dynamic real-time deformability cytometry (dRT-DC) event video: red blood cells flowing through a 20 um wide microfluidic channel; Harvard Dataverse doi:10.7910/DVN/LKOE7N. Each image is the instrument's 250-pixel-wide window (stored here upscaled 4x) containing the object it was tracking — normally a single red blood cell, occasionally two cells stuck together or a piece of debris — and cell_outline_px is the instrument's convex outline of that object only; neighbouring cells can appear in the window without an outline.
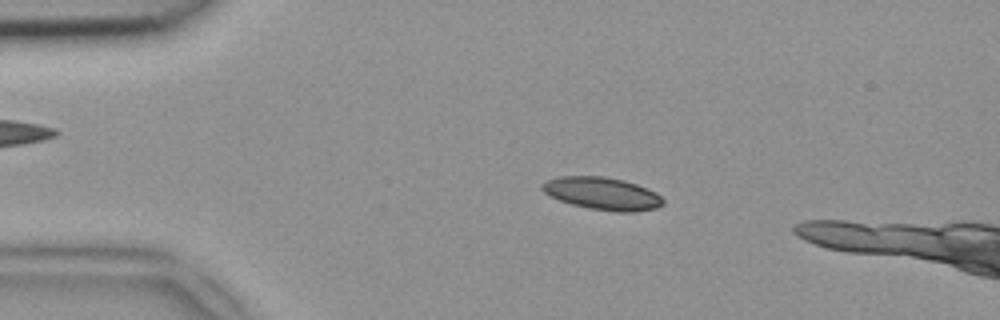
{"species": "common noctule bat (a hibernating species)", "species_latin": "Nyctalus noctula", "temperature_condition": "room temperature", "stored_images_in_passage": 45, "camera_frame_rate_fps": 3000, "um_per_image_px": 0.085, "animal": {"sex": "female", "body_mass_g": 18.4}, "frame": {"image": 1, "passage_image": 10, "time_ms": 3.0, "image_size_px": [1000, 320], "cell_outline_px": [[664, 204], [656, 208], [636, 212], [616, 212], [588, 208], [572, 204], [560, 200], [544, 192], [540, 188], [540, 184], [544, 180], [560, 176], [604, 176], [624, 180], [636, 184], [656, 192], [664, 200]], "centroid_in_image_um": [51.19, 16.44], "position_along_channel_um": 33.8, "area_um2": 23.06}}
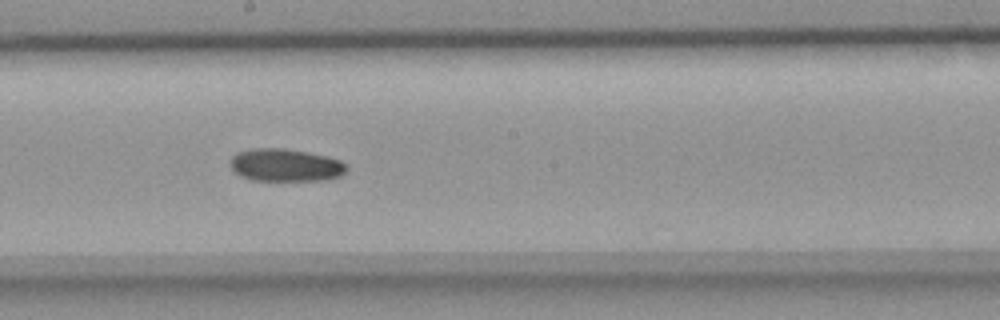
{"frame": {"image": 2, "passage_image": 27, "time_ms": 8.667, "image_size_px": [1000, 320], "cell_outline_px": [[348, 168], [340, 176], [324, 180], [252, 180], [240, 176], [228, 164], [228, 160], [236, 152], [252, 148], [284, 148], [308, 152], [328, 156], [340, 160]], "centroid_in_image_um": [24.22, 14.02], "position_along_channel_um": 224.0, "area_um2": 22.31}}
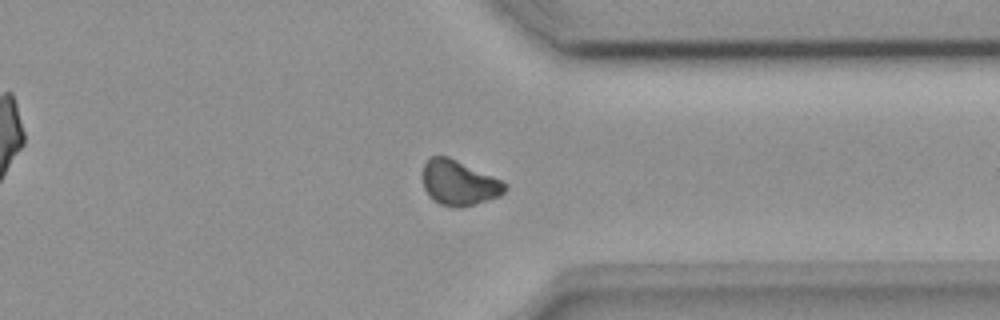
{"frame": {"image": 3, "passage_image": 38, "time_ms": 12.333, "image_size_px": [1000, 320], "cell_outline_px": [[508, 188], [500, 196], [460, 208], [452, 208], [440, 204], [432, 200], [428, 196], [424, 188], [424, 164], [428, 156], [448, 156], [504, 180], [508, 184]], "centroid_in_image_um": [39.04, 15.54], "position_along_channel_um": 372.4, "area_um2": 21.91}}